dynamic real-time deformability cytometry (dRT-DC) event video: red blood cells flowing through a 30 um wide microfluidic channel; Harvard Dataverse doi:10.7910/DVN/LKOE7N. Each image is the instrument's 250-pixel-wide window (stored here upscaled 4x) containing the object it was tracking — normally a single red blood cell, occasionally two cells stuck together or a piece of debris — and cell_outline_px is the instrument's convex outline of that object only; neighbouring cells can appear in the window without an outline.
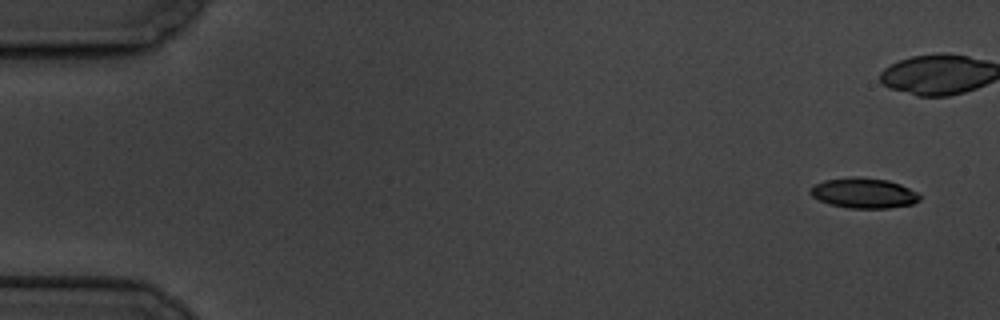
{"species": "common noctule bat (a hibernating species)", "species_latin": "Nyctalus noctula", "temperature_condition": "cold", "stored_images_in_passage": 12, "camera_frame_rate_fps": 3000, "um_per_image_px": 0.085, "animal": {"sex": "male", "body_mass_g": 19.5, "forearm_length_mm": 54.6}, "frame": {"image": 1, "passage_image": 1, "time_ms": 0.0, "image_size_px": [1000, 320], "cell_outline_px": [[920, 200], [912, 204], [888, 208], [848, 208], [828, 204], [812, 196], [808, 192], [816, 184], [824, 180], [852, 176], [856, 176], [888, 180], [900, 184], [916, 192], [920, 196]], "centroid_in_image_um": [73.4, 16.41], "position_along_channel_um": 11.6, "area_um2": 19.25}}